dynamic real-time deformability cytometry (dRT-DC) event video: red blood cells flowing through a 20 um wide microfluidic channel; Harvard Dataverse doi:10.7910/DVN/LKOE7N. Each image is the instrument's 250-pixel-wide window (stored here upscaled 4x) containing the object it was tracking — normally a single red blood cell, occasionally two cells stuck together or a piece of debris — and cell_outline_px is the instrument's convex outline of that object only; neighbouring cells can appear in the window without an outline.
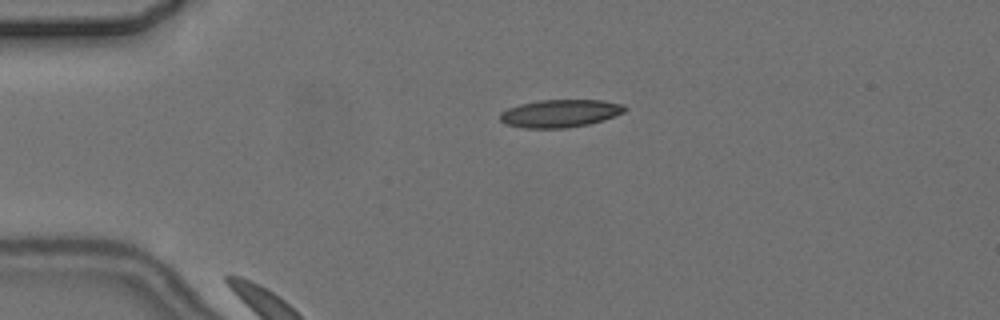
{"species": "common noctule bat (a hibernating species)", "species_latin": "Nyctalus noctula", "temperature_condition": "cold", "stored_images_in_passage": 3, "camera_frame_rate_fps": 3000, "um_per_image_px": 0.085, "animal": {"sex": "female", "body_mass_g": 24.6, "forearm_length_mm": 56.2}, "frame": {"image": 1, "passage_image": 1, "time_ms": 0.0, "image_size_px": [1000, 320], "cell_outline_px": [[628, 108], [624, 112], [604, 120], [588, 124], [568, 128], [524, 128], [504, 124], [500, 120], [500, 112], [508, 108], [520, 104], [540, 100], [600, 100], [624, 104]], "centroid_in_image_um": [47.61, 9.64], "position_along_channel_um": 37.4, "area_um2": 20.29}}